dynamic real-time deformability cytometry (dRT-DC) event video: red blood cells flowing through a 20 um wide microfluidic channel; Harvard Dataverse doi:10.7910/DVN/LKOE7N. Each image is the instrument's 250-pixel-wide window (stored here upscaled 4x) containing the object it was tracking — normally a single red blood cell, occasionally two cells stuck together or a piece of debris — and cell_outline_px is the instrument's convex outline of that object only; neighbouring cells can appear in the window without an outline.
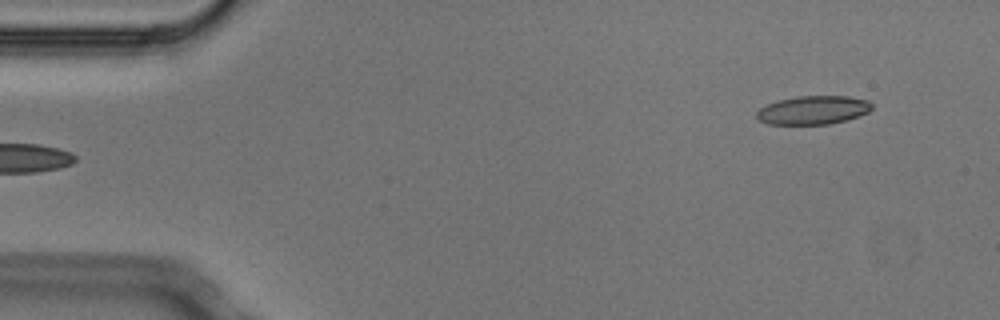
{"species": "Egyptian fruit bat (a non-hibernating species)", "species_latin": "Rousettus aegyptiacus", "temperature_condition": "cold", "stored_images_in_passage": 5, "segment_of_instrument_passage": [2, 2], "camera_frame_rate_fps": 3000, "um_per_image_px": 0.085, "animal": {"sex": "male"}, "frame": {"image": 1, "passage_image": 5, "time_ms": 1.333, "image_size_px": [1000, 320], "cell_outline_px": [[872, 108], [868, 112], [844, 120], [828, 124], [768, 124], [760, 120], [756, 116], [756, 112], [760, 108], [776, 100], [796, 96], [848, 96], [868, 100], [872, 104]], "centroid_in_image_um": [69.09, 9.34], "position_along_channel_um": 15.9, "area_um2": 19.07}}